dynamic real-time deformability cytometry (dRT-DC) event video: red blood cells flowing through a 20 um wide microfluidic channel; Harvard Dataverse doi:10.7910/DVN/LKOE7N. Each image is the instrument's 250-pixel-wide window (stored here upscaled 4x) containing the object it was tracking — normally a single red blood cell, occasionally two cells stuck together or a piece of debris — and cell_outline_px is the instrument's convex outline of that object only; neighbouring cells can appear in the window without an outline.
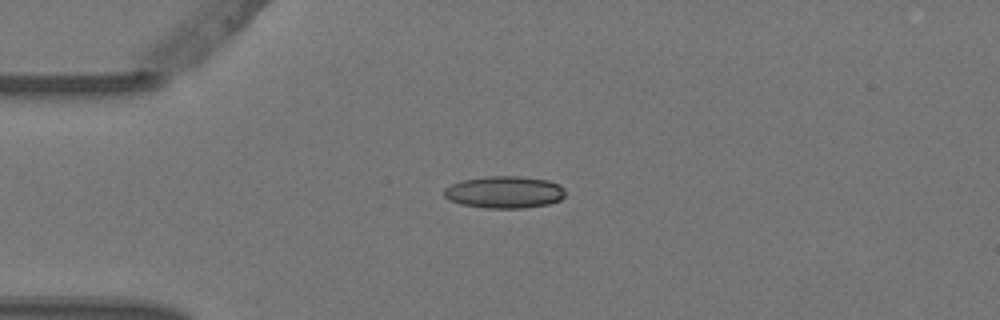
{"species": "Egyptian fruit bat (a non-hibernating species)", "species_latin": "Rousettus aegyptiacus", "temperature_condition": "warm", "stored_images_in_passage": 7, "camera_frame_rate_fps": 3000, "um_per_image_px": 0.085, "animal": {"sex": "female"}, "frame": {"image": 1, "passage_image": 4, "time_ms": 1.0, "image_size_px": [1000, 320], "cell_outline_px": [[564, 196], [560, 200], [548, 204], [524, 208], [484, 208], [460, 204], [448, 200], [444, 196], [444, 188], [452, 184], [464, 180], [484, 176], [520, 176], [548, 180], [560, 184], [564, 188]], "centroid_in_image_um": [42.87, 16.33], "position_along_channel_um": 42.1, "area_um2": 22.83}}
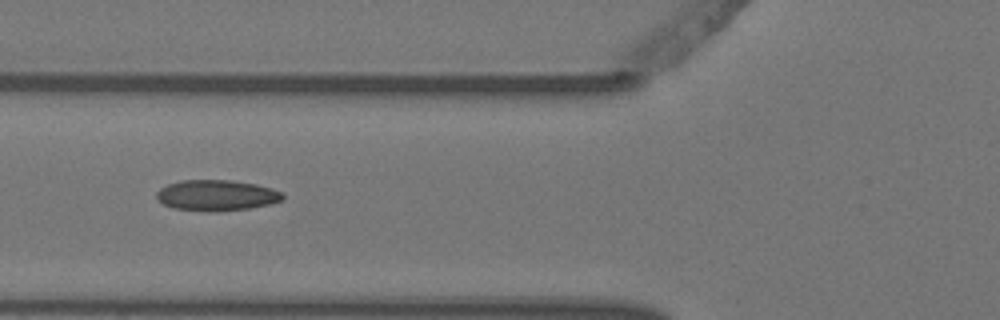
{"frame": {"image": 2, "passage_image": 6, "time_ms": 1.667, "image_size_px": [1000, 320], "cell_outline_px": [[284, 200], [268, 204], [248, 208], [216, 212], [208, 212], [172, 208], [156, 200], [156, 192], [160, 188], [168, 184], [180, 180], [228, 180], [256, 184], [272, 188], [280, 192], [284, 196]], "centroid_in_image_um": [18.37, 16.61], "position_along_channel_um": 107.4, "area_um2": 22.77}}
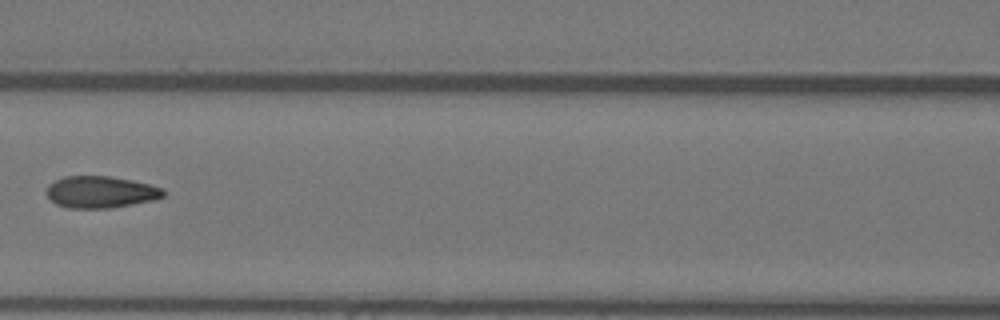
{"frame": {"image": 3, "passage_image": 7, "time_ms": 2.0, "image_size_px": [1000, 320], "cell_outline_px": [[164, 196], [152, 200], [132, 204], [108, 208], [68, 208], [56, 204], [48, 196], [48, 184], [64, 176], [112, 176], [132, 180], [164, 188]], "centroid_in_image_um": [8.56, 16.31], "position_along_channel_um": 158.0, "area_um2": 21.5}}